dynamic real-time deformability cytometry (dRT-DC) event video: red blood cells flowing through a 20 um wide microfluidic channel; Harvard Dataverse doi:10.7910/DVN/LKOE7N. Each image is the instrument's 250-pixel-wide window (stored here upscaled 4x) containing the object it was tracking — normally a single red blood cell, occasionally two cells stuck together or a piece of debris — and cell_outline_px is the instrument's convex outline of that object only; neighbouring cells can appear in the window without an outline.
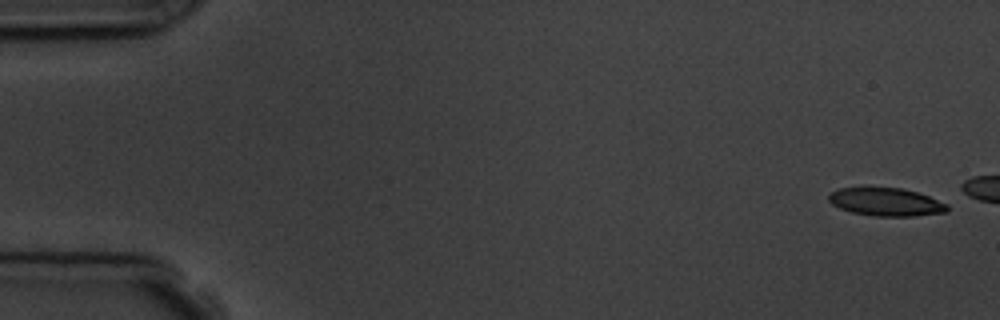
{"species": "common noctule bat (a hibernating species)", "species_latin": "Nyctalus noctula", "temperature_condition": "room temperature", "stored_images_in_passage": 4, "camera_frame_rate_fps": 3000, "um_per_image_px": 0.085, "animal": {"sex": "male", "body_mass_g": 19.5, "forearm_length_mm": 54.6}, "frame": {"image": 1, "passage_image": 1, "time_ms": 0.0, "image_size_px": [1000, 320], "cell_outline_px": [[948, 212], [912, 216], [872, 216], [852, 212], [840, 208], [832, 204], [828, 200], [828, 196], [832, 192], [840, 188], [904, 188], [928, 196], [948, 204]], "centroid_in_image_um": [75.32, 17.17], "position_along_channel_um": 9.7, "area_um2": 19.25}}